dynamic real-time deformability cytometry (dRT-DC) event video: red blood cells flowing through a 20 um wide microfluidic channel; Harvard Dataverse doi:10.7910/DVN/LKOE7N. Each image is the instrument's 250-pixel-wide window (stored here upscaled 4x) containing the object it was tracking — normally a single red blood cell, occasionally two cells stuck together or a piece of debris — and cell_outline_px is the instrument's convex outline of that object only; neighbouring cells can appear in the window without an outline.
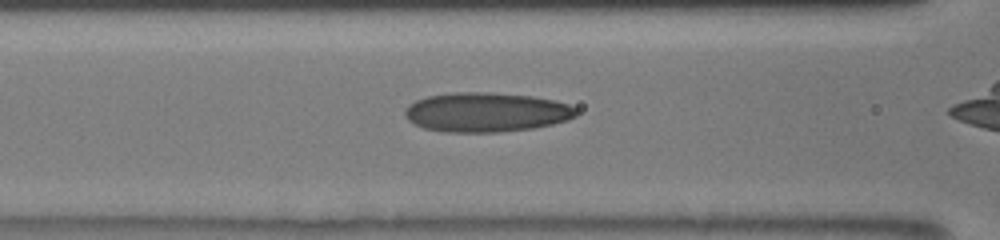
{"species": "human", "species_latin": "Homo sapiens", "temperature_condition": "room temperature", "stored_images_in_passage": 15, "camera_frame_rate_fps": 3000, "um_per_image_px": 0.085, "donor": {"sex": "male"}, "frame": {"image": 1, "passage_image": 13, "time_ms": 4.0, "image_size_px": [1000, 240], "cell_outline_px": [[576, 116], [568, 120], [552, 124], [532, 128], [500, 132], [444, 132], [424, 128], [408, 120], [404, 116], [404, 112], [408, 104], [416, 100], [428, 96], [452, 92], [488, 92], [532, 96], [556, 100], [568, 104], [576, 108]], "centroid_in_image_um": [41.32, 9.53], "position_along_channel_um": 125.3, "area_um2": 39.54}}